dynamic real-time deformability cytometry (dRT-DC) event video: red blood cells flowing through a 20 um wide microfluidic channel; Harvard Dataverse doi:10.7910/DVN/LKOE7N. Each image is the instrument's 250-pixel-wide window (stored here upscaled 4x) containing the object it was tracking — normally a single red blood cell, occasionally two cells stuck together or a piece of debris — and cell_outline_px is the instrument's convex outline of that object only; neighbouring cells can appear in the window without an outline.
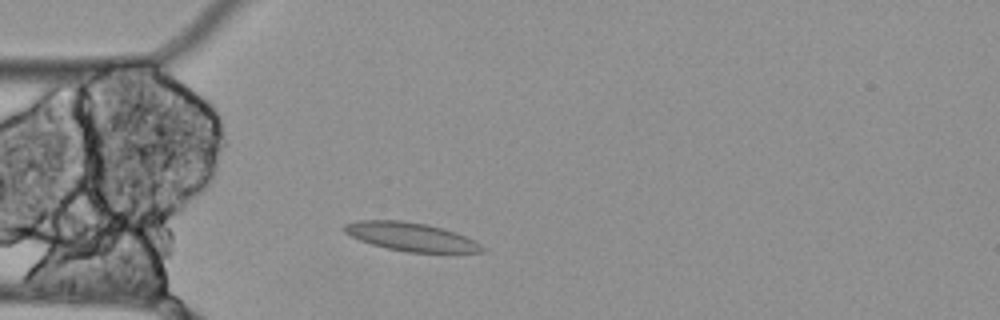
{"species": "Egyptian fruit bat (a non-hibernating species)", "species_latin": "Rousettus aegyptiacus", "temperature_condition": "cold", "stored_images_in_passage": 48, "camera_frame_rate_fps": 3000, "um_per_image_px": 0.085, "animal": {"sex": "female"}, "frame": {"image": 1, "passage_image": 7, "time_ms": 2.0, "image_size_px": [1000, 320], "cell_outline_px": [[488, 248], [484, 252], [408, 252], [388, 248], [372, 244], [360, 240], [344, 232], [340, 228], [344, 224], [356, 220], [404, 220], [428, 224], [444, 228], [456, 232]], "centroid_in_image_um": [34.91, 20.11], "position_along_channel_um": 50.1, "area_um2": 22.95}}
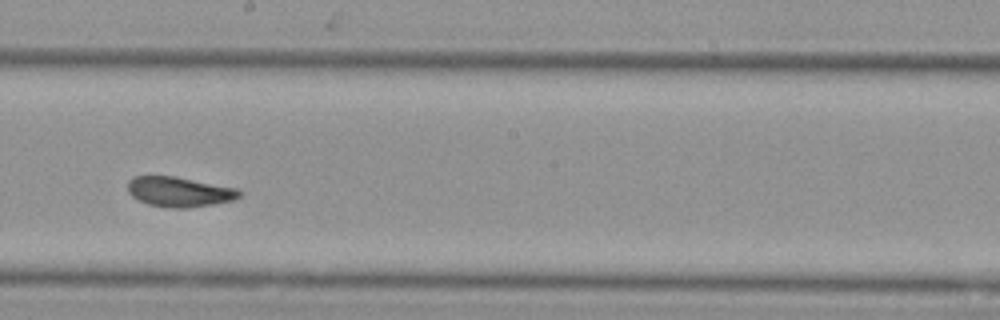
{"frame": {"image": 2, "passage_image": 23, "time_ms": 7.333, "image_size_px": [1000, 320], "cell_outline_px": [[240, 196], [232, 200], [212, 204], [188, 208], [172, 208], [148, 204], [132, 196], [128, 192], [128, 180], [132, 176], [176, 176], [236, 188], [240, 192]], "centroid_in_image_um": [15.2, 16.29], "position_along_channel_um": 233.0, "area_um2": 19.36}}
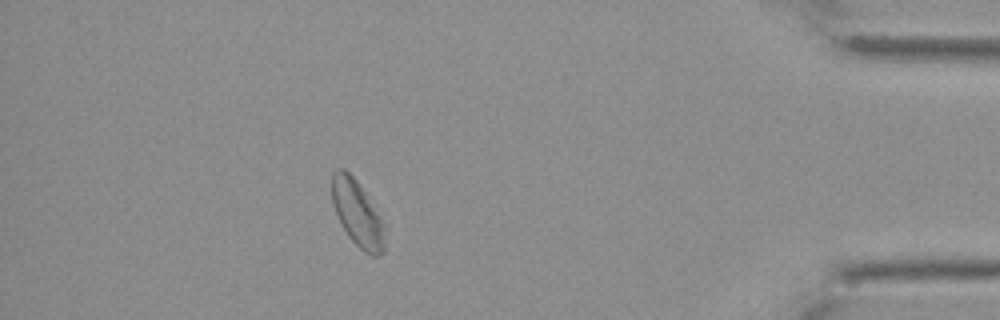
{"frame": {"image": 3, "passage_image": 42, "time_ms": 13.667, "image_size_px": [1000, 320], "cell_outline_px": [[384, 252], [380, 256], [372, 256], [364, 252], [348, 236], [332, 204], [332, 172], [336, 168], [344, 168], [360, 184], [384, 224]], "centroid_in_image_um": [30.37, 18.13], "position_along_channel_um": 404.8, "area_um2": 20.11}, "authors_computed_cell_mechanics": {"area_um2": 20.1722, "velocity_mm_per_s": 3.4356, "shape_relaxation_time_tau1_ms": null, "shape_relaxation_time_tau2_ms": 1.4341, "deformation_change_tau1": null, "deformation_change_tau2": 0.0483}}